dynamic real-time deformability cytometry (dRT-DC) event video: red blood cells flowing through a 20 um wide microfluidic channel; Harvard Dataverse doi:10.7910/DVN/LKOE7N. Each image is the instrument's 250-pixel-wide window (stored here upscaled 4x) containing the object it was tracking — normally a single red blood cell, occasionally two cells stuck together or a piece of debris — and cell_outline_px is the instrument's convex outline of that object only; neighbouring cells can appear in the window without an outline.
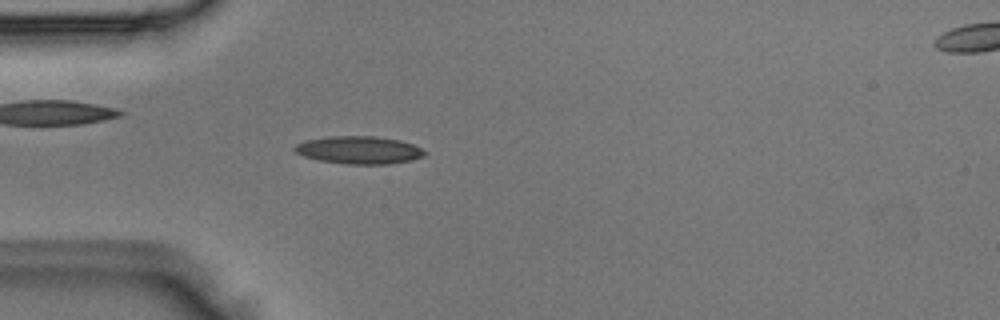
{"species": "Egyptian fruit bat (a non-hibernating species)", "species_latin": "Rousettus aegyptiacus", "temperature_condition": "room temperature", "stored_images_in_passage": 4, "camera_frame_rate_fps": 3000, "um_per_image_px": 0.085, "animal": {"sex": "male"}, "frame": {"image": 1, "passage_image": 3, "time_ms": 0.667, "image_size_px": [1000, 320], "cell_outline_px": [[428, 152], [424, 156], [412, 160], [388, 164], [344, 164], [320, 160], [304, 156], [296, 152], [292, 148], [296, 144], [304, 140], [328, 136], [376, 136], [400, 140], [412, 144]], "centroid_in_image_um": [30.51, 12.75], "position_along_channel_um": 54.5, "area_um2": 21.1}}